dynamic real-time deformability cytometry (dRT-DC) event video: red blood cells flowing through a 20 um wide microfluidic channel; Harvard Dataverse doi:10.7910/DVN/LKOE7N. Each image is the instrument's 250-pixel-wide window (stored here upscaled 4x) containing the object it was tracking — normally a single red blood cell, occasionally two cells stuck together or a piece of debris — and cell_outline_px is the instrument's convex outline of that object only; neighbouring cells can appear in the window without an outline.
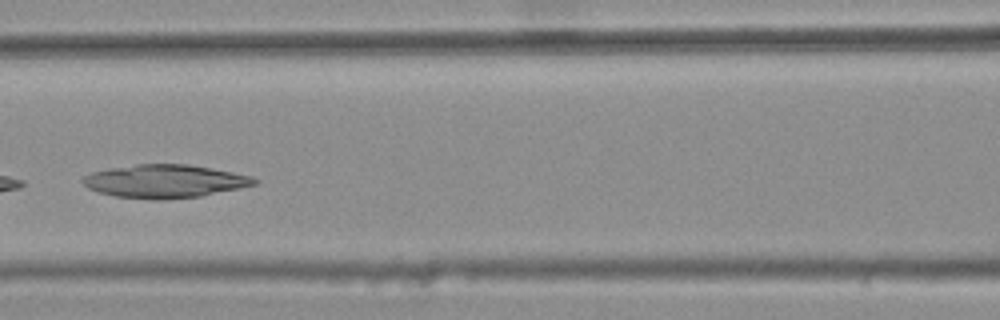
{"species": "common noctule bat (a hibernating species)", "species_latin": "Nyctalus noctula", "temperature_condition": "warm", "stored_images_in_passage": 6, "camera_frame_rate_fps": 3000, "um_per_image_px": 0.085, "animal": {"sex": "female", "body_mass_g": 25.1}, "frame": {"image": 1, "passage_image": 6, "time_ms": 1.667, "image_size_px": [1000, 320], "cell_outline_px": [[260, 180], [256, 184], [240, 188], [200, 196], [160, 200], [116, 196], [100, 192], [88, 188], [80, 180], [84, 176], [92, 172], [108, 168], [136, 164], [188, 164], [212, 168], [252, 176]], "centroid_in_image_um": [14.01, 15.39], "position_along_channel_um": 152.6, "area_um2": 33.12}}